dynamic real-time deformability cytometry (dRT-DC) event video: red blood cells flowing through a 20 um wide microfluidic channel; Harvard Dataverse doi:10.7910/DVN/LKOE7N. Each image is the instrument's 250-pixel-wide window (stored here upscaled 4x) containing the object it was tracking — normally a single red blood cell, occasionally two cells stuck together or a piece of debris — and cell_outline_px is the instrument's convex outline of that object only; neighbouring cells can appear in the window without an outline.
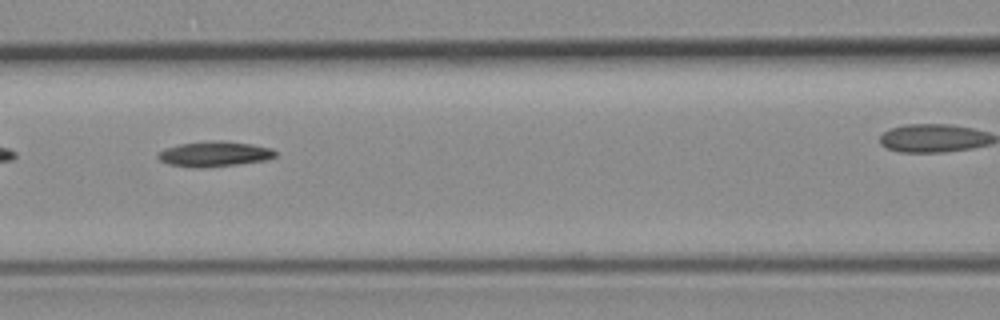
{"species": "common noctule bat (a hibernating species)", "species_latin": "Nyctalus noctula", "temperature_condition": "room temperature", "stored_images_in_passage": 35, "camera_frame_rate_fps": 3000, "um_per_image_px": 0.085, "animal": {"sex": "female", "body_mass_g": 19.3, "forearm_length_mm": 54.1}, "frame": {"image": 1, "passage_image": 8, "time_ms": 2.333, "image_size_px": [1000, 320], "cell_outline_px": [[276, 156], [268, 160], [204, 168], [192, 168], [168, 164], [160, 160], [156, 156], [164, 148], [180, 144], [216, 140], [220, 140], [252, 144], [272, 148], [276, 152]], "centroid_in_image_um": [18.23, 13.09], "position_along_channel_um": 148.4, "area_um2": 17.34}}
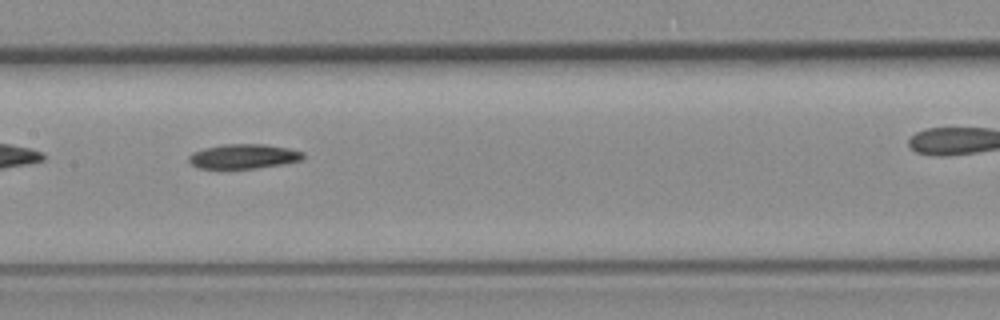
{"frame": {"image": 2, "passage_image": 11, "time_ms": 3.333, "image_size_px": [1000, 320], "cell_outline_px": [[304, 156], [300, 160], [284, 164], [256, 168], [200, 168], [192, 164], [188, 160], [188, 156], [192, 152], [204, 148], [224, 144], [264, 144], [288, 148], [304, 152]], "centroid_in_image_um": [20.7, 13.28], "position_along_channel_um": 186.7, "area_um2": 16.3}}